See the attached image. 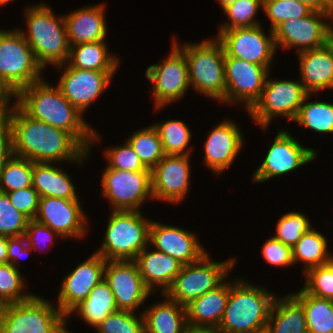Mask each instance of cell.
<instances>
[{
	"label": "cell",
	"instance_id": "obj_1",
	"mask_svg": "<svg viewBox=\"0 0 333 333\" xmlns=\"http://www.w3.org/2000/svg\"><path fill=\"white\" fill-rule=\"evenodd\" d=\"M10 122L13 155L33 162L80 165L90 153L70 133L32 119L17 105L10 110Z\"/></svg>",
	"mask_w": 333,
	"mask_h": 333
},
{
	"label": "cell",
	"instance_id": "obj_2",
	"mask_svg": "<svg viewBox=\"0 0 333 333\" xmlns=\"http://www.w3.org/2000/svg\"><path fill=\"white\" fill-rule=\"evenodd\" d=\"M16 101L26 115L70 133L87 151L101 139L60 89L44 79L21 89Z\"/></svg>",
	"mask_w": 333,
	"mask_h": 333
},
{
	"label": "cell",
	"instance_id": "obj_3",
	"mask_svg": "<svg viewBox=\"0 0 333 333\" xmlns=\"http://www.w3.org/2000/svg\"><path fill=\"white\" fill-rule=\"evenodd\" d=\"M277 295L244 279L230 282V294L218 326L223 333L265 332L269 313Z\"/></svg>",
	"mask_w": 333,
	"mask_h": 333
},
{
	"label": "cell",
	"instance_id": "obj_4",
	"mask_svg": "<svg viewBox=\"0 0 333 333\" xmlns=\"http://www.w3.org/2000/svg\"><path fill=\"white\" fill-rule=\"evenodd\" d=\"M27 32L19 30L31 46L36 60L45 69L67 63L70 46L64 16L57 17L46 4L27 7L25 10Z\"/></svg>",
	"mask_w": 333,
	"mask_h": 333
},
{
	"label": "cell",
	"instance_id": "obj_5",
	"mask_svg": "<svg viewBox=\"0 0 333 333\" xmlns=\"http://www.w3.org/2000/svg\"><path fill=\"white\" fill-rule=\"evenodd\" d=\"M176 41L173 43L186 57L189 82L193 90L225 103V51L221 41L217 37L199 44L185 42L181 45Z\"/></svg>",
	"mask_w": 333,
	"mask_h": 333
},
{
	"label": "cell",
	"instance_id": "obj_6",
	"mask_svg": "<svg viewBox=\"0 0 333 333\" xmlns=\"http://www.w3.org/2000/svg\"><path fill=\"white\" fill-rule=\"evenodd\" d=\"M66 323L59 307L38 295L0 309V333H70Z\"/></svg>",
	"mask_w": 333,
	"mask_h": 333
},
{
	"label": "cell",
	"instance_id": "obj_7",
	"mask_svg": "<svg viewBox=\"0 0 333 333\" xmlns=\"http://www.w3.org/2000/svg\"><path fill=\"white\" fill-rule=\"evenodd\" d=\"M150 224L140 210H112L102 247L96 253L105 260H135L149 245Z\"/></svg>",
	"mask_w": 333,
	"mask_h": 333
},
{
	"label": "cell",
	"instance_id": "obj_8",
	"mask_svg": "<svg viewBox=\"0 0 333 333\" xmlns=\"http://www.w3.org/2000/svg\"><path fill=\"white\" fill-rule=\"evenodd\" d=\"M205 253L198 261L183 265L171 286L163 294L183 306L218 287L234 268L236 258L212 261Z\"/></svg>",
	"mask_w": 333,
	"mask_h": 333
},
{
	"label": "cell",
	"instance_id": "obj_9",
	"mask_svg": "<svg viewBox=\"0 0 333 333\" xmlns=\"http://www.w3.org/2000/svg\"><path fill=\"white\" fill-rule=\"evenodd\" d=\"M43 70L19 29H0V76L16 93L42 80Z\"/></svg>",
	"mask_w": 333,
	"mask_h": 333
},
{
	"label": "cell",
	"instance_id": "obj_10",
	"mask_svg": "<svg viewBox=\"0 0 333 333\" xmlns=\"http://www.w3.org/2000/svg\"><path fill=\"white\" fill-rule=\"evenodd\" d=\"M308 93L299 80H269L267 77L260 99L248 111L256 125L266 130L275 116L295 121Z\"/></svg>",
	"mask_w": 333,
	"mask_h": 333
},
{
	"label": "cell",
	"instance_id": "obj_11",
	"mask_svg": "<svg viewBox=\"0 0 333 333\" xmlns=\"http://www.w3.org/2000/svg\"><path fill=\"white\" fill-rule=\"evenodd\" d=\"M330 19L333 12L312 11L306 17L283 21L273 30L276 49L296 47L300 53L325 46L333 31V23L327 21Z\"/></svg>",
	"mask_w": 333,
	"mask_h": 333
},
{
	"label": "cell",
	"instance_id": "obj_12",
	"mask_svg": "<svg viewBox=\"0 0 333 333\" xmlns=\"http://www.w3.org/2000/svg\"><path fill=\"white\" fill-rule=\"evenodd\" d=\"M147 67L145 75L151 81L155 109L172 104L190 89L188 64L184 53L172 42L171 53L161 63Z\"/></svg>",
	"mask_w": 333,
	"mask_h": 333
},
{
	"label": "cell",
	"instance_id": "obj_13",
	"mask_svg": "<svg viewBox=\"0 0 333 333\" xmlns=\"http://www.w3.org/2000/svg\"><path fill=\"white\" fill-rule=\"evenodd\" d=\"M102 194L113 211H139L142 203L153 199L151 171H127L105 167Z\"/></svg>",
	"mask_w": 333,
	"mask_h": 333
},
{
	"label": "cell",
	"instance_id": "obj_14",
	"mask_svg": "<svg viewBox=\"0 0 333 333\" xmlns=\"http://www.w3.org/2000/svg\"><path fill=\"white\" fill-rule=\"evenodd\" d=\"M269 35L258 25L219 31L217 38L223 45L225 57H234L270 68L277 49L273 30L270 29Z\"/></svg>",
	"mask_w": 333,
	"mask_h": 333
},
{
	"label": "cell",
	"instance_id": "obj_15",
	"mask_svg": "<svg viewBox=\"0 0 333 333\" xmlns=\"http://www.w3.org/2000/svg\"><path fill=\"white\" fill-rule=\"evenodd\" d=\"M225 104L245 103L247 112L260 99L269 68L234 57H225Z\"/></svg>",
	"mask_w": 333,
	"mask_h": 333
},
{
	"label": "cell",
	"instance_id": "obj_16",
	"mask_svg": "<svg viewBox=\"0 0 333 333\" xmlns=\"http://www.w3.org/2000/svg\"><path fill=\"white\" fill-rule=\"evenodd\" d=\"M261 165L254 171L255 183L294 171L316 159L315 149L306 148L287 131L279 130Z\"/></svg>",
	"mask_w": 333,
	"mask_h": 333
},
{
	"label": "cell",
	"instance_id": "obj_17",
	"mask_svg": "<svg viewBox=\"0 0 333 333\" xmlns=\"http://www.w3.org/2000/svg\"><path fill=\"white\" fill-rule=\"evenodd\" d=\"M104 280L118 310L135 312L152 293L145 286L135 260H106Z\"/></svg>",
	"mask_w": 333,
	"mask_h": 333
},
{
	"label": "cell",
	"instance_id": "obj_18",
	"mask_svg": "<svg viewBox=\"0 0 333 333\" xmlns=\"http://www.w3.org/2000/svg\"><path fill=\"white\" fill-rule=\"evenodd\" d=\"M62 68L65 71L56 86L81 114L107 89L115 73V71L77 69L69 67L66 63L56 66L58 71Z\"/></svg>",
	"mask_w": 333,
	"mask_h": 333
},
{
	"label": "cell",
	"instance_id": "obj_19",
	"mask_svg": "<svg viewBox=\"0 0 333 333\" xmlns=\"http://www.w3.org/2000/svg\"><path fill=\"white\" fill-rule=\"evenodd\" d=\"M79 200L40 197L35 220L50 227L62 238H82L86 234L87 217Z\"/></svg>",
	"mask_w": 333,
	"mask_h": 333
},
{
	"label": "cell",
	"instance_id": "obj_20",
	"mask_svg": "<svg viewBox=\"0 0 333 333\" xmlns=\"http://www.w3.org/2000/svg\"><path fill=\"white\" fill-rule=\"evenodd\" d=\"M190 156L165 155L151 170L152 194L156 200L178 204L190 185Z\"/></svg>",
	"mask_w": 333,
	"mask_h": 333
},
{
	"label": "cell",
	"instance_id": "obj_21",
	"mask_svg": "<svg viewBox=\"0 0 333 333\" xmlns=\"http://www.w3.org/2000/svg\"><path fill=\"white\" fill-rule=\"evenodd\" d=\"M105 264L106 260L94 252L93 255L64 277L57 299V306L66 317L104 279Z\"/></svg>",
	"mask_w": 333,
	"mask_h": 333
},
{
	"label": "cell",
	"instance_id": "obj_22",
	"mask_svg": "<svg viewBox=\"0 0 333 333\" xmlns=\"http://www.w3.org/2000/svg\"><path fill=\"white\" fill-rule=\"evenodd\" d=\"M197 238L196 234L181 227L151 221L149 244L183 265L196 262L207 253Z\"/></svg>",
	"mask_w": 333,
	"mask_h": 333
},
{
	"label": "cell",
	"instance_id": "obj_23",
	"mask_svg": "<svg viewBox=\"0 0 333 333\" xmlns=\"http://www.w3.org/2000/svg\"><path fill=\"white\" fill-rule=\"evenodd\" d=\"M242 132L236 122L223 120L210 132L204 144V163L220 175L232 163L243 147Z\"/></svg>",
	"mask_w": 333,
	"mask_h": 333
},
{
	"label": "cell",
	"instance_id": "obj_24",
	"mask_svg": "<svg viewBox=\"0 0 333 333\" xmlns=\"http://www.w3.org/2000/svg\"><path fill=\"white\" fill-rule=\"evenodd\" d=\"M69 46L105 41L107 23L104 3L80 8L64 15Z\"/></svg>",
	"mask_w": 333,
	"mask_h": 333
},
{
	"label": "cell",
	"instance_id": "obj_25",
	"mask_svg": "<svg viewBox=\"0 0 333 333\" xmlns=\"http://www.w3.org/2000/svg\"><path fill=\"white\" fill-rule=\"evenodd\" d=\"M300 81L308 94L323 89H333V46L323 47L299 53Z\"/></svg>",
	"mask_w": 333,
	"mask_h": 333
},
{
	"label": "cell",
	"instance_id": "obj_26",
	"mask_svg": "<svg viewBox=\"0 0 333 333\" xmlns=\"http://www.w3.org/2000/svg\"><path fill=\"white\" fill-rule=\"evenodd\" d=\"M147 248L137 255L135 262L145 286L152 294L157 292L156 287H162L163 295L181 271L183 264L161 251L155 249L149 252Z\"/></svg>",
	"mask_w": 333,
	"mask_h": 333
},
{
	"label": "cell",
	"instance_id": "obj_27",
	"mask_svg": "<svg viewBox=\"0 0 333 333\" xmlns=\"http://www.w3.org/2000/svg\"><path fill=\"white\" fill-rule=\"evenodd\" d=\"M230 294V282L224 280L218 287L192 300L186 307L189 327L218 328Z\"/></svg>",
	"mask_w": 333,
	"mask_h": 333
},
{
	"label": "cell",
	"instance_id": "obj_28",
	"mask_svg": "<svg viewBox=\"0 0 333 333\" xmlns=\"http://www.w3.org/2000/svg\"><path fill=\"white\" fill-rule=\"evenodd\" d=\"M164 298L142 312L145 333H186V307Z\"/></svg>",
	"mask_w": 333,
	"mask_h": 333
},
{
	"label": "cell",
	"instance_id": "obj_29",
	"mask_svg": "<svg viewBox=\"0 0 333 333\" xmlns=\"http://www.w3.org/2000/svg\"><path fill=\"white\" fill-rule=\"evenodd\" d=\"M265 333H308L305 311L291 294L275 297Z\"/></svg>",
	"mask_w": 333,
	"mask_h": 333
},
{
	"label": "cell",
	"instance_id": "obj_30",
	"mask_svg": "<svg viewBox=\"0 0 333 333\" xmlns=\"http://www.w3.org/2000/svg\"><path fill=\"white\" fill-rule=\"evenodd\" d=\"M53 163L34 162L33 188L40 197H58L68 200H79L71 177Z\"/></svg>",
	"mask_w": 333,
	"mask_h": 333
},
{
	"label": "cell",
	"instance_id": "obj_31",
	"mask_svg": "<svg viewBox=\"0 0 333 333\" xmlns=\"http://www.w3.org/2000/svg\"><path fill=\"white\" fill-rule=\"evenodd\" d=\"M119 64L118 57L109 53L104 41L70 46L66 63L69 67L95 71H117Z\"/></svg>",
	"mask_w": 333,
	"mask_h": 333
},
{
	"label": "cell",
	"instance_id": "obj_32",
	"mask_svg": "<svg viewBox=\"0 0 333 333\" xmlns=\"http://www.w3.org/2000/svg\"><path fill=\"white\" fill-rule=\"evenodd\" d=\"M118 311L115 297L108 283L103 279L90 292L88 297L76 306L67 316L77 312L89 326H98L108 315Z\"/></svg>",
	"mask_w": 333,
	"mask_h": 333
},
{
	"label": "cell",
	"instance_id": "obj_33",
	"mask_svg": "<svg viewBox=\"0 0 333 333\" xmlns=\"http://www.w3.org/2000/svg\"><path fill=\"white\" fill-rule=\"evenodd\" d=\"M291 295L302 305L308 333H333V301L319 298L303 289Z\"/></svg>",
	"mask_w": 333,
	"mask_h": 333
},
{
	"label": "cell",
	"instance_id": "obj_34",
	"mask_svg": "<svg viewBox=\"0 0 333 333\" xmlns=\"http://www.w3.org/2000/svg\"><path fill=\"white\" fill-rule=\"evenodd\" d=\"M292 258L294 264L297 261L303 262L305 274L311 268L330 262L333 256L328 252L326 237L315 228H311L292 247Z\"/></svg>",
	"mask_w": 333,
	"mask_h": 333
},
{
	"label": "cell",
	"instance_id": "obj_35",
	"mask_svg": "<svg viewBox=\"0 0 333 333\" xmlns=\"http://www.w3.org/2000/svg\"><path fill=\"white\" fill-rule=\"evenodd\" d=\"M307 94L300 106L295 122L317 133H333V103L323 101L307 102Z\"/></svg>",
	"mask_w": 333,
	"mask_h": 333
},
{
	"label": "cell",
	"instance_id": "obj_36",
	"mask_svg": "<svg viewBox=\"0 0 333 333\" xmlns=\"http://www.w3.org/2000/svg\"><path fill=\"white\" fill-rule=\"evenodd\" d=\"M158 131L165 155H188V148L192 134L188 126L182 120H167L153 124Z\"/></svg>",
	"mask_w": 333,
	"mask_h": 333
},
{
	"label": "cell",
	"instance_id": "obj_37",
	"mask_svg": "<svg viewBox=\"0 0 333 333\" xmlns=\"http://www.w3.org/2000/svg\"><path fill=\"white\" fill-rule=\"evenodd\" d=\"M126 141L150 170L165 156L158 131L153 125L137 130Z\"/></svg>",
	"mask_w": 333,
	"mask_h": 333
},
{
	"label": "cell",
	"instance_id": "obj_38",
	"mask_svg": "<svg viewBox=\"0 0 333 333\" xmlns=\"http://www.w3.org/2000/svg\"><path fill=\"white\" fill-rule=\"evenodd\" d=\"M34 162L12 155L0 168V191L14 190L32 186Z\"/></svg>",
	"mask_w": 333,
	"mask_h": 333
},
{
	"label": "cell",
	"instance_id": "obj_39",
	"mask_svg": "<svg viewBox=\"0 0 333 333\" xmlns=\"http://www.w3.org/2000/svg\"><path fill=\"white\" fill-rule=\"evenodd\" d=\"M19 268L10 263L0 264V304L2 306L29 300L34 294L22 293L26 288Z\"/></svg>",
	"mask_w": 333,
	"mask_h": 333
},
{
	"label": "cell",
	"instance_id": "obj_40",
	"mask_svg": "<svg viewBox=\"0 0 333 333\" xmlns=\"http://www.w3.org/2000/svg\"><path fill=\"white\" fill-rule=\"evenodd\" d=\"M260 7L263 8V0H239L228 5L223 13L228 16L229 22H224L219 31L260 25L255 17Z\"/></svg>",
	"mask_w": 333,
	"mask_h": 333
},
{
	"label": "cell",
	"instance_id": "obj_41",
	"mask_svg": "<svg viewBox=\"0 0 333 333\" xmlns=\"http://www.w3.org/2000/svg\"><path fill=\"white\" fill-rule=\"evenodd\" d=\"M311 228L312 226L306 215L301 212H288L278 220L276 225L277 234L273 237L292 248Z\"/></svg>",
	"mask_w": 333,
	"mask_h": 333
},
{
	"label": "cell",
	"instance_id": "obj_42",
	"mask_svg": "<svg viewBox=\"0 0 333 333\" xmlns=\"http://www.w3.org/2000/svg\"><path fill=\"white\" fill-rule=\"evenodd\" d=\"M262 9L270 19L271 30L285 20L306 17L312 12L299 0H263Z\"/></svg>",
	"mask_w": 333,
	"mask_h": 333
},
{
	"label": "cell",
	"instance_id": "obj_43",
	"mask_svg": "<svg viewBox=\"0 0 333 333\" xmlns=\"http://www.w3.org/2000/svg\"><path fill=\"white\" fill-rule=\"evenodd\" d=\"M303 290L319 298L333 301V259L309 269L305 274Z\"/></svg>",
	"mask_w": 333,
	"mask_h": 333
},
{
	"label": "cell",
	"instance_id": "obj_44",
	"mask_svg": "<svg viewBox=\"0 0 333 333\" xmlns=\"http://www.w3.org/2000/svg\"><path fill=\"white\" fill-rule=\"evenodd\" d=\"M95 328L98 333H145L143 314L122 310L108 315Z\"/></svg>",
	"mask_w": 333,
	"mask_h": 333
},
{
	"label": "cell",
	"instance_id": "obj_45",
	"mask_svg": "<svg viewBox=\"0 0 333 333\" xmlns=\"http://www.w3.org/2000/svg\"><path fill=\"white\" fill-rule=\"evenodd\" d=\"M29 220L14 207L7 193L0 191V235L8 237L24 235Z\"/></svg>",
	"mask_w": 333,
	"mask_h": 333
},
{
	"label": "cell",
	"instance_id": "obj_46",
	"mask_svg": "<svg viewBox=\"0 0 333 333\" xmlns=\"http://www.w3.org/2000/svg\"><path fill=\"white\" fill-rule=\"evenodd\" d=\"M104 154L108 160L107 168L127 171H151L143 165L139 156L127 141L123 145L108 148Z\"/></svg>",
	"mask_w": 333,
	"mask_h": 333
},
{
	"label": "cell",
	"instance_id": "obj_47",
	"mask_svg": "<svg viewBox=\"0 0 333 333\" xmlns=\"http://www.w3.org/2000/svg\"><path fill=\"white\" fill-rule=\"evenodd\" d=\"M14 207L30 220L36 218L40 196L33 186L14 190L7 193Z\"/></svg>",
	"mask_w": 333,
	"mask_h": 333
},
{
	"label": "cell",
	"instance_id": "obj_48",
	"mask_svg": "<svg viewBox=\"0 0 333 333\" xmlns=\"http://www.w3.org/2000/svg\"><path fill=\"white\" fill-rule=\"evenodd\" d=\"M262 254L266 262L274 266H291L294 264L292 248L275 239L269 238L262 246Z\"/></svg>",
	"mask_w": 333,
	"mask_h": 333
},
{
	"label": "cell",
	"instance_id": "obj_49",
	"mask_svg": "<svg viewBox=\"0 0 333 333\" xmlns=\"http://www.w3.org/2000/svg\"><path fill=\"white\" fill-rule=\"evenodd\" d=\"M27 244L32 250H36L38 244L46 243L54 244L53 237H61L59 234L54 232L50 227L36 221L35 219L29 220L27 229L25 231ZM44 241V242H43Z\"/></svg>",
	"mask_w": 333,
	"mask_h": 333
},
{
	"label": "cell",
	"instance_id": "obj_50",
	"mask_svg": "<svg viewBox=\"0 0 333 333\" xmlns=\"http://www.w3.org/2000/svg\"><path fill=\"white\" fill-rule=\"evenodd\" d=\"M13 155L10 110L0 111V168Z\"/></svg>",
	"mask_w": 333,
	"mask_h": 333
},
{
	"label": "cell",
	"instance_id": "obj_51",
	"mask_svg": "<svg viewBox=\"0 0 333 333\" xmlns=\"http://www.w3.org/2000/svg\"><path fill=\"white\" fill-rule=\"evenodd\" d=\"M32 249L27 244L25 235L8 237V263L15 268L19 265V258L24 257Z\"/></svg>",
	"mask_w": 333,
	"mask_h": 333
},
{
	"label": "cell",
	"instance_id": "obj_52",
	"mask_svg": "<svg viewBox=\"0 0 333 333\" xmlns=\"http://www.w3.org/2000/svg\"><path fill=\"white\" fill-rule=\"evenodd\" d=\"M12 97L17 99V93L0 76V111L11 110L14 106L17 105V101H15V102H12L13 104H11V107H9Z\"/></svg>",
	"mask_w": 333,
	"mask_h": 333
},
{
	"label": "cell",
	"instance_id": "obj_53",
	"mask_svg": "<svg viewBox=\"0 0 333 333\" xmlns=\"http://www.w3.org/2000/svg\"><path fill=\"white\" fill-rule=\"evenodd\" d=\"M310 10L317 12H333V7L326 0H299Z\"/></svg>",
	"mask_w": 333,
	"mask_h": 333
},
{
	"label": "cell",
	"instance_id": "obj_54",
	"mask_svg": "<svg viewBox=\"0 0 333 333\" xmlns=\"http://www.w3.org/2000/svg\"><path fill=\"white\" fill-rule=\"evenodd\" d=\"M8 263V236L0 235V264Z\"/></svg>",
	"mask_w": 333,
	"mask_h": 333
},
{
	"label": "cell",
	"instance_id": "obj_55",
	"mask_svg": "<svg viewBox=\"0 0 333 333\" xmlns=\"http://www.w3.org/2000/svg\"><path fill=\"white\" fill-rule=\"evenodd\" d=\"M186 333H223V332L218 328L189 327L188 326Z\"/></svg>",
	"mask_w": 333,
	"mask_h": 333
},
{
	"label": "cell",
	"instance_id": "obj_56",
	"mask_svg": "<svg viewBox=\"0 0 333 333\" xmlns=\"http://www.w3.org/2000/svg\"><path fill=\"white\" fill-rule=\"evenodd\" d=\"M220 3V6L222 9H224L225 7H227L228 5L235 3L239 0H218Z\"/></svg>",
	"mask_w": 333,
	"mask_h": 333
},
{
	"label": "cell",
	"instance_id": "obj_57",
	"mask_svg": "<svg viewBox=\"0 0 333 333\" xmlns=\"http://www.w3.org/2000/svg\"><path fill=\"white\" fill-rule=\"evenodd\" d=\"M10 1H12V0H0V7L1 6H5L6 4H8Z\"/></svg>",
	"mask_w": 333,
	"mask_h": 333
},
{
	"label": "cell",
	"instance_id": "obj_58",
	"mask_svg": "<svg viewBox=\"0 0 333 333\" xmlns=\"http://www.w3.org/2000/svg\"><path fill=\"white\" fill-rule=\"evenodd\" d=\"M329 43L333 46V31H332V33H331V36H330V41H329Z\"/></svg>",
	"mask_w": 333,
	"mask_h": 333
},
{
	"label": "cell",
	"instance_id": "obj_59",
	"mask_svg": "<svg viewBox=\"0 0 333 333\" xmlns=\"http://www.w3.org/2000/svg\"><path fill=\"white\" fill-rule=\"evenodd\" d=\"M333 7V0H326Z\"/></svg>",
	"mask_w": 333,
	"mask_h": 333
}]
</instances>
